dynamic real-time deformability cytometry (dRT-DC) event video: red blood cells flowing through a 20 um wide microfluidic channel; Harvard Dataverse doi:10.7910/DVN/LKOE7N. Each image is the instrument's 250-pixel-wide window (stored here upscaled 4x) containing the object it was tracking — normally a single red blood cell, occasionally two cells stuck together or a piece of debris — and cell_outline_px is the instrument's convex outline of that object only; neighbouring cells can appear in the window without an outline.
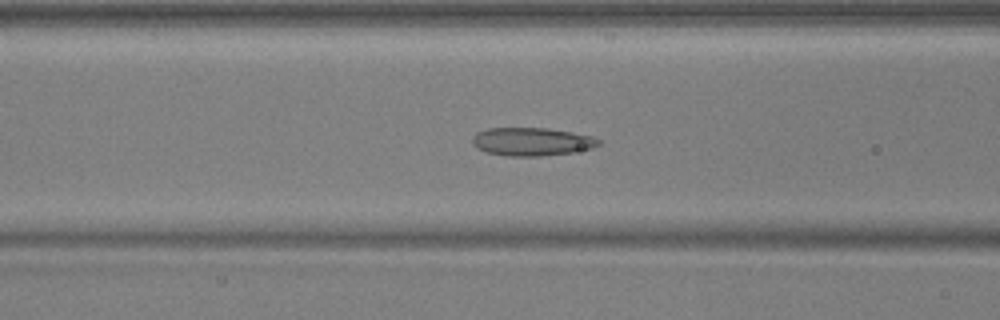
{"species": "common noctule bat (a hibernating species)", "species_latin": "Nyctalus noctula", "temperature_condition": "warm", "stored_images_in_passage": 26, "camera_frame_rate_fps": 3000, "um_per_image_px": 0.085, "animal": {"sex": "male", "body_mass_g": 17.9, "forearm_length_mm": 54.2}, "frame": {"image": 1, "passage_image": 12, "time_ms": 3.667, "image_size_px": [1000, 320], "cell_outline_px": [[600, 144], [592, 148], [572, 152], [540, 156], [504, 156], [488, 152], [476, 148], [472, 144], [472, 136], [476, 132], [488, 128], [548, 128], [572, 132], [592, 136], [600, 140]], "centroid_in_image_um": [45.17, 12.04], "position_along_channel_um": 121.4, "area_um2": 20.81}}
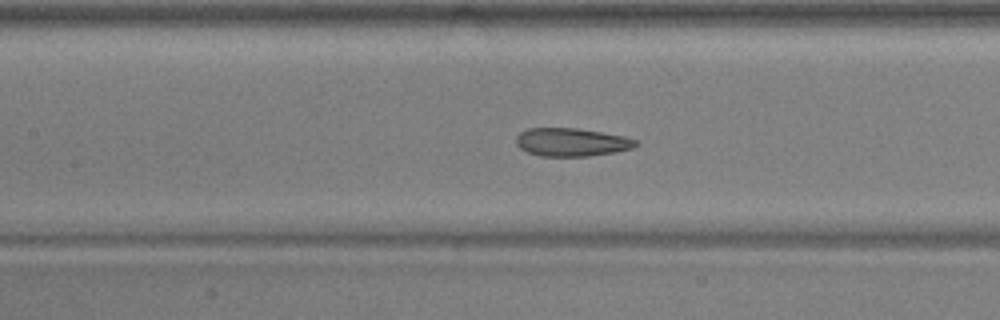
{"frame": {"image": 2, "passage_image": 15, "time_ms": 4.667, "image_size_px": [1000, 320], "cell_outline_px": [[640, 144], [632, 148], [616, 152], [588, 156], [540, 156], [528, 152], [520, 148], [516, 144], [516, 136], [520, 132], [528, 128], [576, 128], [624, 136], [636, 140]], "centroid_in_image_um": [48.58, 12.08], "position_along_channel_um": 158.8, "area_um2": 19.65}}